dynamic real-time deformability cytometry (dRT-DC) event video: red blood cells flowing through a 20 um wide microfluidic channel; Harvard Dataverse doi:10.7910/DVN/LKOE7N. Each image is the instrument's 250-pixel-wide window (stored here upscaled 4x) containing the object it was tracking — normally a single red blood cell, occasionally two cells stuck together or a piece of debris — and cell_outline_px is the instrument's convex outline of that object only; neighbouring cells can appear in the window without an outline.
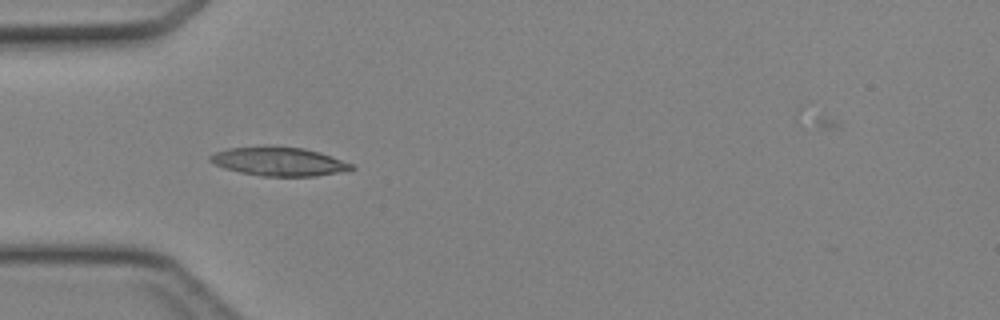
{"species": "Egyptian fruit bat (a non-hibernating species)", "species_latin": "Rousettus aegyptiacus", "temperature_condition": "cold", "stored_images_in_passage": 17, "camera_frame_rate_fps": 3000, "um_per_image_px": 0.085, "animal": {"sex": "female"}, "frame": {"image": 1, "passage_image": 3, "time_ms": 0.667, "image_size_px": [1000, 320], "cell_outline_px": [[356, 168], [316, 176], [264, 176], [240, 172], [224, 168], [208, 160], [208, 156], [216, 152], [228, 148], [304, 148], [320, 152], [352, 164]], "centroid_in_image_um": [23.7, 13.75], "position_along_channel_um": 61.3, "area_um2": 22.77}}
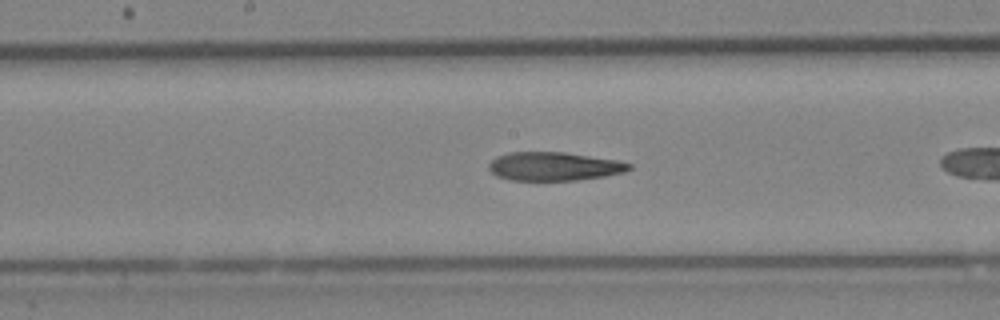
{"frame": {"image": 2, "passage_image": 10, "time_ms": 3.0, "image_size_px": [1000, 320], "cell_outline_px": [[632, 168], [624, 172], [604, 176], [576, 180], [512, 180], [496, 176], [488, 168], [488, 164], [496, 156], [508, 152], [564, 152], [616, 160], [632, 164]], "centroid_in_image_um": [47.07, 14.14], "position_along_channel_um": 201.1, "area_um2": 23.29}}